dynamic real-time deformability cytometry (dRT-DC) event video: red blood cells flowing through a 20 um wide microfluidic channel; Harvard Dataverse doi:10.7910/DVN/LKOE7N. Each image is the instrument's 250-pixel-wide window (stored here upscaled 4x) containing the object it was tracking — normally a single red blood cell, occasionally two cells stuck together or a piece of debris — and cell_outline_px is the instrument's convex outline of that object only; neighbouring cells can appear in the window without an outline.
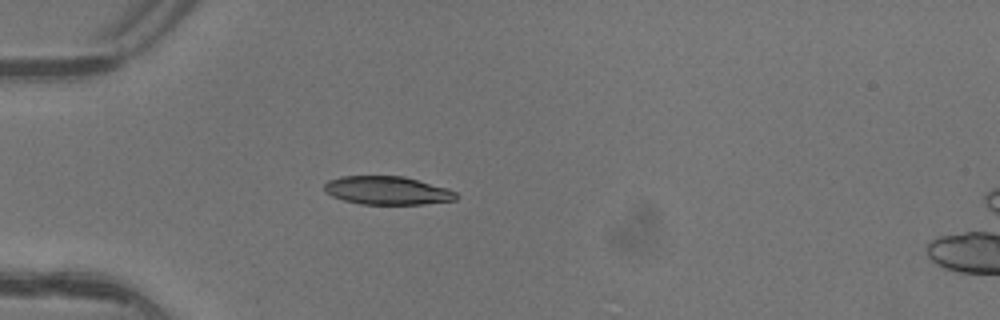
{"species": "common noctule bat (a hibernating species)", "species_latin": "Nyctalus noctula", "temperature_condition": "warm", "stored_images_in_passage": 4, "camera_frame_rate_fps": 3000, "um_per_image_px": 0.085, "animal": {"sex": "female"}, "frame": {"image": 1, "passage_image": 3, "time_ms": 0.667, "image_size_px": [1000, 320], "cell_outline_px": [[460, 196], [456, 200], [424, 204], [360, 204], [344, 200], [332, 196], [324, 188], [324, 184], [328, 180], [340, 176], [404, 176], [448, 188], [456, 192]], "centroid_in_image_um": [32.96, 16.19], "position_along_channel_um": 52.0, "area_um2": 21.85}}